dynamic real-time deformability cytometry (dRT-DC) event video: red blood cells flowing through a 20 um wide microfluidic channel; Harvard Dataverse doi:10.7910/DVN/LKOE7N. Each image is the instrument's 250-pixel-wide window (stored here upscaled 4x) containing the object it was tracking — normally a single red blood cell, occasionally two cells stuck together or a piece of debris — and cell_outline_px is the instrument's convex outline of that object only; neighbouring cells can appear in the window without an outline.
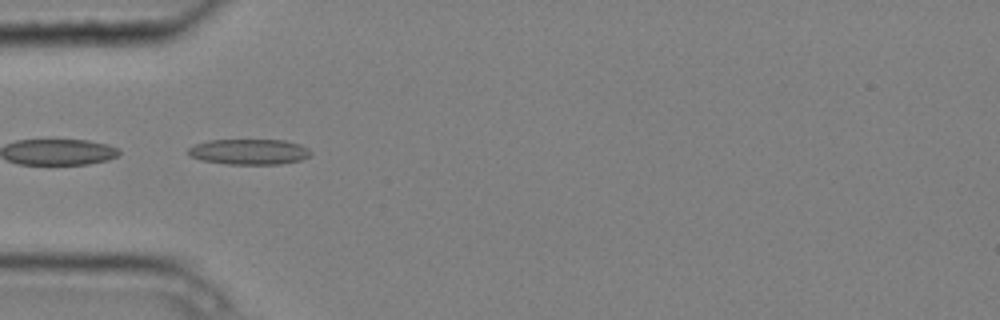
{"species": "common noctule bat (a hibernating species)", "species_latin": "Nyctalus noctula", "temperature_condition": "cold", "stored_images_in_passage": 6, "camera_frame_rate_fps": 3000, "um_per_image_px": 0.085, "animal": {"sex": "male", "body_mass_g": 20.4}, "frame": {"image": 1, "passage_image": 5, "time_ms": 1.333, "image_size_px": [1000, 320], "cell_outline_px": [[312, 156], [300, 160], [280, 164], [228, 164], [200, 160], [192, 156], [188, 152], [188, 148], [196, 144], [208, 140], [284, 140], [300, 144], [308, 148], [312, 152]], "centroid_in_image_um": [21.22, 12.9], "position_along_channel_um": 63.8, "area_um2": 18.26}}